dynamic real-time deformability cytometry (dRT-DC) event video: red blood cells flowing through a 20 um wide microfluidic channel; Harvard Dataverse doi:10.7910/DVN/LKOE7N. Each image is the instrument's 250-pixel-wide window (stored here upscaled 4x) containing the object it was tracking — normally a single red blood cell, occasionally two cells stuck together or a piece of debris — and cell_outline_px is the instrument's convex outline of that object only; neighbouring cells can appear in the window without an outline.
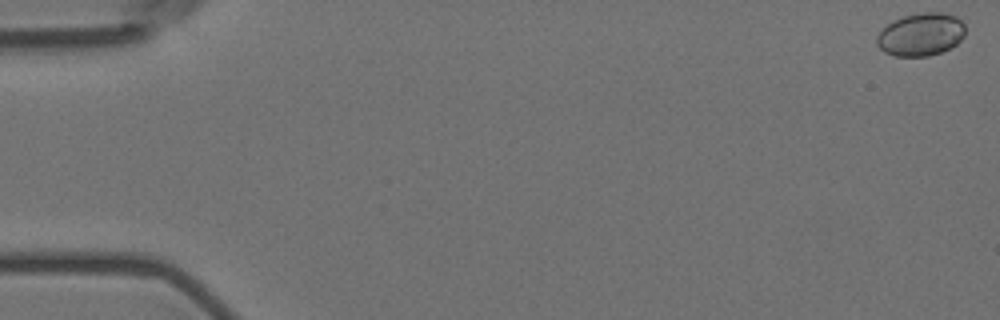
{"species": "Egyptian fruit bat (a non-hibernating species)", "species_latin": "Rousettus aegyptiacus", "temperature_condition": "room temperature", "stored_images_in_passage": 53, "camera_frame_rate_fps": 3000, "um_per_image_px": 0.085, "animal": {"sex": "female"}, "frame": {"image": 1, "passage_image": 1, "time_ms": 0.0, "image_size_px": [1000, 320], "cell_outline_px": [[964, 36], [956, 44], [940, 52], [928, 56], [896, 56], [884, 52], [876, 44], [876, 36], [892, 20], [904, 16], [920, 12], [940, 12], [956, 16], [964, 24]], "centroid_in_image_um": [78.26, 2.92], "position_along_channel_um": 6.7, "area_um2": 22.02}}
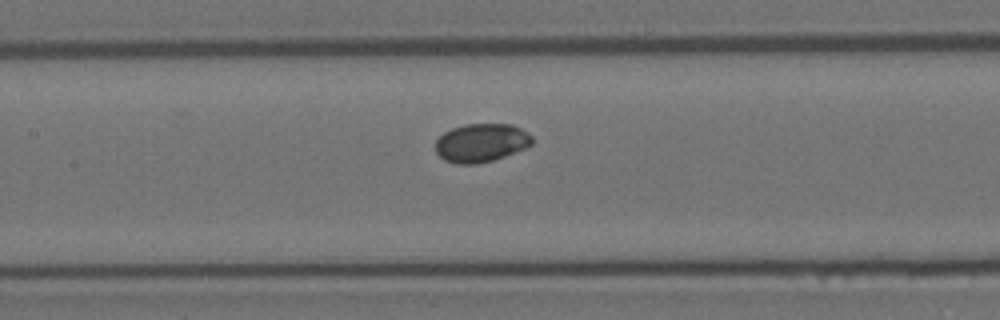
{"frame": {"image": 2, "passage_image": 27, "time_ms": 8.667, "image_size_px": [1000, 320], "cell_outline_px": [[532, 144], [524, 148], [504, 156], [492, 160], [476, 164], [456, 164], [444, 160], [436, 152], [436, 140], [444, 132], [452, 128], [464, 124], [512, 124], [528, 132], [532, 136]], "centroid_in_image_um": [40.89, 12.13], "position_along_channel_um": 166.5, "area_um2": 21.62}}
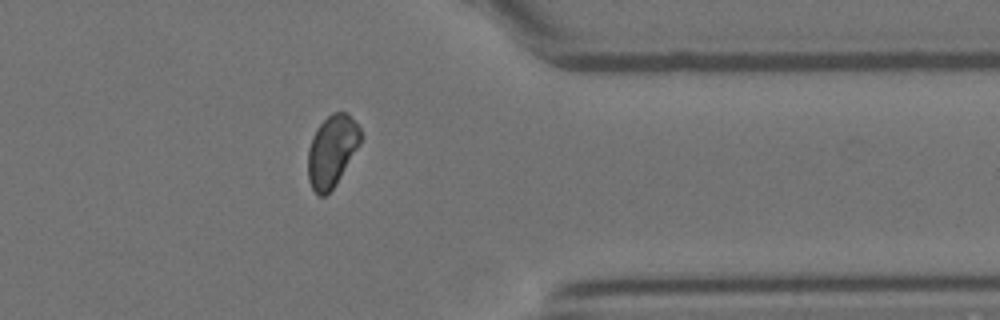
{"frame": {"image": 3, "passage_image": 46, "time_ms": 15.0, "image_size_px": [1000, 320], "cell_outline_px": [[360, 144], [336, 184], [324, 196], [320, 196], [312, 188], [308, 180], [308, 148], [312, 136], [316, 128], [332, 112], [348, 112], [360, 128]], "centroid_in_image_um": [28.2, 12.81], "position_along_channel_um": 383.2, "area_um2": 21.85}}